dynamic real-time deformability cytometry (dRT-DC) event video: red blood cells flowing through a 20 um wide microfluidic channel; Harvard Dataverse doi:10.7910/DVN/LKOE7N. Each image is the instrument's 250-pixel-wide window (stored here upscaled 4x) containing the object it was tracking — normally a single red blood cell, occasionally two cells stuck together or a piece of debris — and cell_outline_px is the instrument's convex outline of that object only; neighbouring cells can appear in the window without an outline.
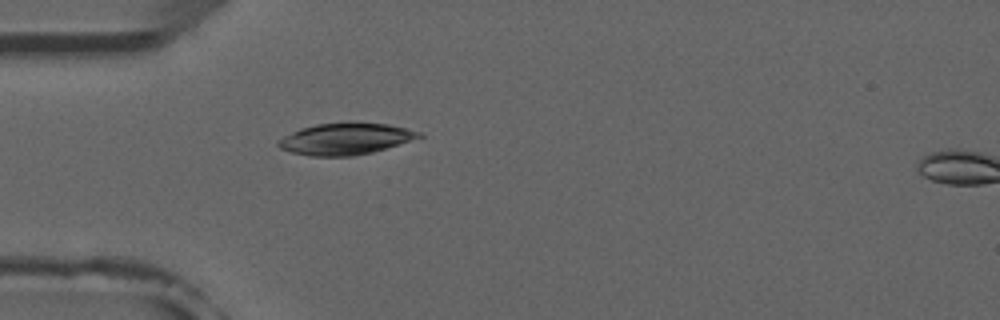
{"species": "common noctule bat (a hibernating species)", "species_latin": "Nyctalus noctula", "temperature_condition": "room temperature", "stored_images_in_passage": 5, "camera_frame_rate_fps": 3000, "um_per_image_px": 0.085, "animal": {"sex": "male", "forearm_length_mm": 52.5}, "frame": {"image": 1, "passage_image": 4, "time_ms": 4.0, "image_size_px": [1000, 320], "cell_outline_px": [[424, 136], [372, 152], [352, 156], [308, 156], [292, 152], [280, 148], [276, 144], [284, 136], [300, 128], [316, 124], [344, 120], [356, 120], [388, 124], [424, 132]], "centroid_in_image_um": [29.39, 11.76], "position_along_channel_um": 55.6, "area_um2": 26.47}}